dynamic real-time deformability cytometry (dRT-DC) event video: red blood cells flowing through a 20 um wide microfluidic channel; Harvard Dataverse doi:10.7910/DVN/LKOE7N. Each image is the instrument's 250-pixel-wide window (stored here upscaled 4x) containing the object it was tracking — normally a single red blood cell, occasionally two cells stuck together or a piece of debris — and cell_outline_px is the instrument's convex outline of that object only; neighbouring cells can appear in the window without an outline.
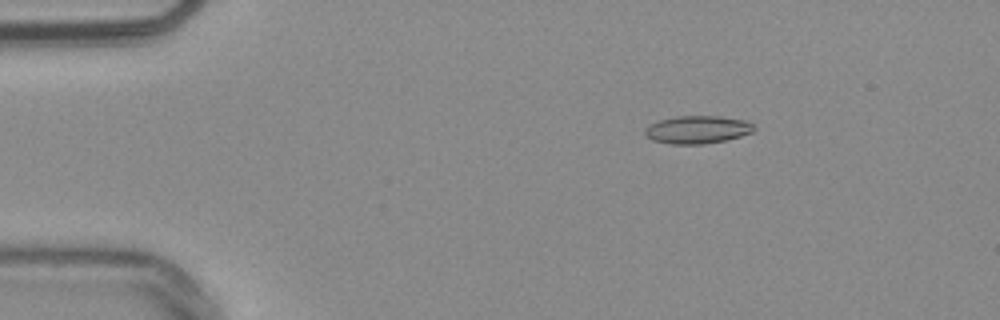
{"species": "common noctule bat (a hibernating species)", "species_latin": "Nyctalus noctula", "temperature_condition": "warm", "stored_images_in_passage": 54, "camera_frame_rate_fps": 3000, "um_per_image_px": 0.085, "animal": {"sex": "male", "body_mass_g": 20.4}, "frame": {"image": 1, "passage_image": 9, "time_ms": 2.667, "image_size_px": [1000, 320], "cell_outline_px": [[756, 128], [752, 132], [728, 140], [704, 144], [672, 144], [652, 140], [644, 136], [644, 128], [660, 120], [676, 116], [720, 116], [744, 120], [752, 124]], "centroid_in_image_um": [59.27, 11.02], "position_along_channel_um": 25.7, "area_um2": 17.74}}
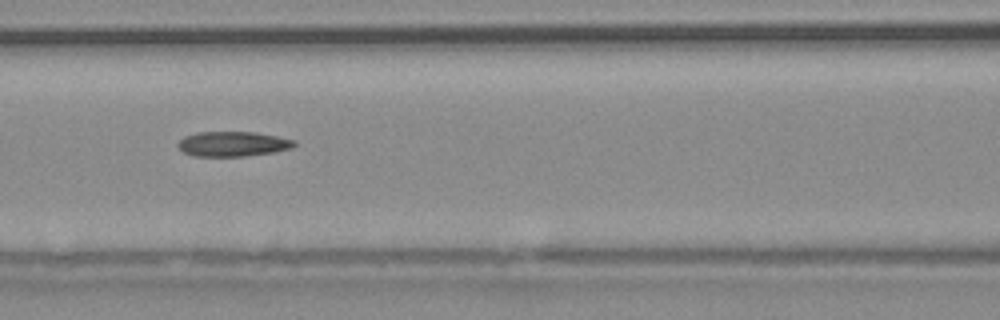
{"frame": {"image": 2, "passage_image": 24, "time_ms": 7.667, "image_size_px": [1000, 320], "cell_outline_px": [[296, 144], [292, 148], [276, 152], [244, 156], [192, 156], [184, 152], [176, 144], [184, 136], [196, 132], [256, 132], [296, 140]], "centroid_in_image_um": [19.8, 12.23], "position_along_channel_um": 146.8, "area_um2": 16.99}}
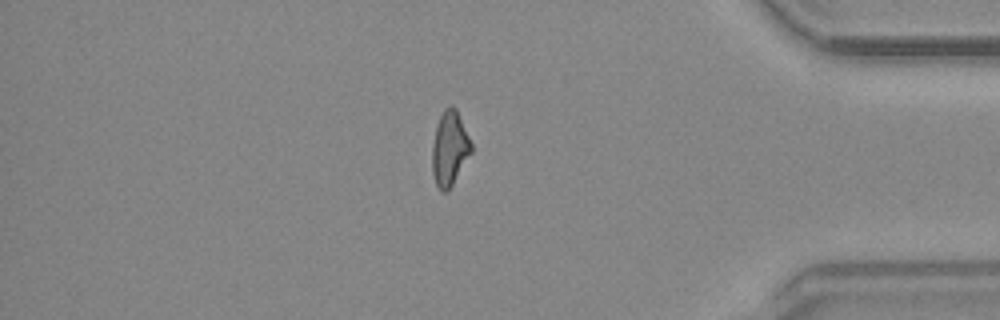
{"frame": {"image": 3, "passage_image": 46, "time_ms": 15.0, "image_size_px": [1000, 320], "cell_outline_px": [[472, 152], [448, 192], [440, 192], [436, 184], [432, 172], [432, 144], [436, 124], [444, 108], [452, 104], [456, 108], [472, 144]], "centroid_in_image_um": [38.21, 12.63], "position_along_channel_um": 397.0, "area_um2": 17.17}, "authors_computed_cell_mechanics": {"area_um2": 17.1666, "velocity_mm_per_s": 3.8276, "shape_relaxation_time_tau1_ms": null, "shape_relaxation_time_tau2_ms": 2.4531, "deformation_change_tau1": null, "deformation_change_tau2": 0.1083}}